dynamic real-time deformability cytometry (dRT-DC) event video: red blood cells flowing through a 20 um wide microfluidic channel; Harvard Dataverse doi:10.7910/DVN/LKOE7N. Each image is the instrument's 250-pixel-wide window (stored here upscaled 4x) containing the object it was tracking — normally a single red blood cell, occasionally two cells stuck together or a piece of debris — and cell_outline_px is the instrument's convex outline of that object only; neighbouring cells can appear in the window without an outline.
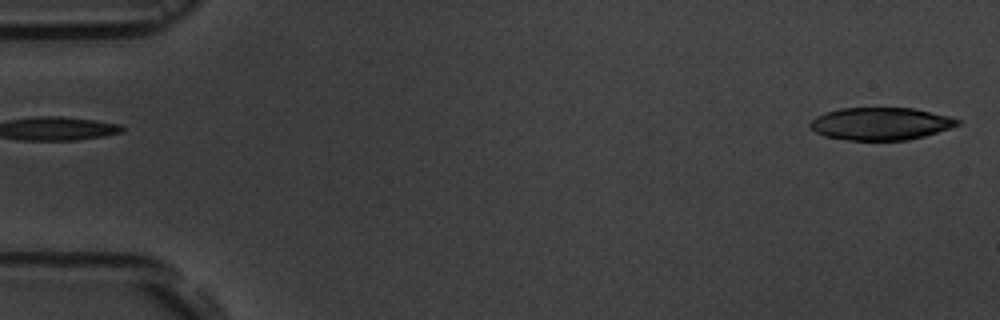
{"species": "common noctule bat (a hibernating species)", "species_latin": "Nyctalus noctula", "temperature_condition": "room temperature", "stored_images_in_passage": 5, "segment_of_instrument_passage": [2, 2], "camera_frame_rate_fps": 3000, "um_per_image_px": 0.085, "animal": {"sex": "male", "body_mass_g": 19.5, "forearm_length_mm": 54.6}, "frame": {"image": 1, "passage_image": 5, "time_ms": 5.333, "image_size_px": [1000, 320], "cell_outline_px": [[960, 124], [924, 136], [908, 140], [848, 140], [824, 136], [816, 132], [808, 124], [816, 116], [824, 112], [840, 108], [912, 108], [948, 116], [960, 120]], "centroid_in_image_um": [74.81, 10.51], "position_along_channel_um": 10.2, "area_um2": 27.74}}